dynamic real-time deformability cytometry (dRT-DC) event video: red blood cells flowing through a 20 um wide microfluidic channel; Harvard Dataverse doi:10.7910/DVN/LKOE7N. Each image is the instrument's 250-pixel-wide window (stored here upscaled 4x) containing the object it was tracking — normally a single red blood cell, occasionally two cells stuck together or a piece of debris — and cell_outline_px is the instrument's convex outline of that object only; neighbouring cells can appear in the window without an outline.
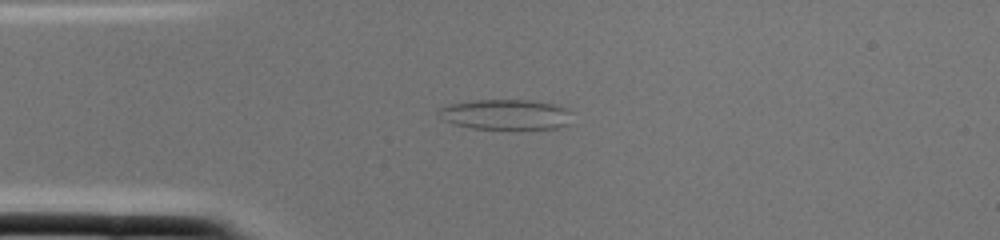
{"species": "common noctule bat (a hibernating species)", "species_latin": "Nyctalus noctula", "temperature_condition": "cold", "stored_images_in_passage": 1, "camera_frame_rate_fps": 3000, "um_per_image_px": 0.085, "animal": {"sex": "female", "body_mass_g": 22.0, "forearm_length_mm": 56.7}, "frame": {"image": 1, "passage_image": 1, "time_ms": 0.0, "image_size_px": [1000, 240], "cell_outline_px": [[572, 124], [556, 128], [472, 128], [452, 124], [444, 120], [440, 112], [440, 108], [448, 104], [472, 100], [528, 100], [556, 104], [568, 108], [572, 112]], "centroid_in_image_um": [43.07, 9.72], "position_along_channel_um": 41.9, "area_um2": 23.58}}